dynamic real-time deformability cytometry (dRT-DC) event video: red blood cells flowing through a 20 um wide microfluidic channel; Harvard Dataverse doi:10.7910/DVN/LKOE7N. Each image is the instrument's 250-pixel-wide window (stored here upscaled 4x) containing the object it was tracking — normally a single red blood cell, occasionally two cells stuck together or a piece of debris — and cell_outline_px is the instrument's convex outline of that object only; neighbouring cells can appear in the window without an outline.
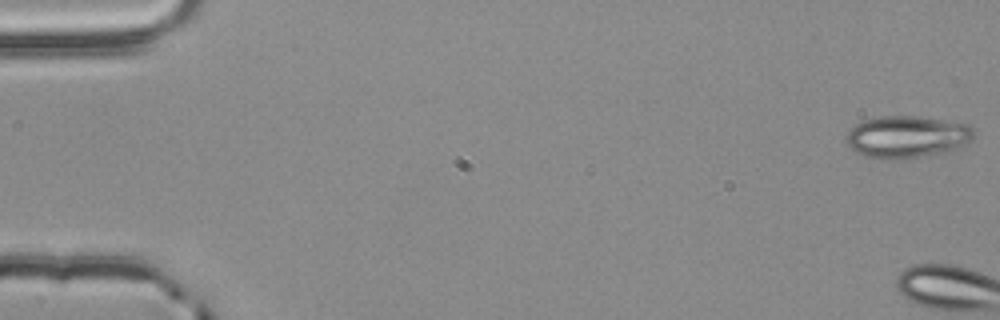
{"species": "common noctule bat (a hibernating species)", "species_latin": "Nyctalus noctula", "temperature_condition": "room temperature", "stored_images_in_passage": 3, "camera_frame_rate_fps": 3000, "um_per_image_px": 0.085, "animal": {"sex": "male", "body_mass_g": 20.4}, "frame": {"image": 1, "passage_image": 1, "time_ms": 0.0, "image_size_px": [1000, 320], "cell_outline_px": [[972, 140], [968, 144], [920, 156], [900, 160], [880, 160], [864, 156], [856, 152], [844, 140], [844, 136], [856, 124], [864, 120], [880, 116], [920, 116], [972, 124]], "centroid_in_image_um": [77.04, 11.62], "position_along_channel_um": 8.0, "area_um2": 31.33}}